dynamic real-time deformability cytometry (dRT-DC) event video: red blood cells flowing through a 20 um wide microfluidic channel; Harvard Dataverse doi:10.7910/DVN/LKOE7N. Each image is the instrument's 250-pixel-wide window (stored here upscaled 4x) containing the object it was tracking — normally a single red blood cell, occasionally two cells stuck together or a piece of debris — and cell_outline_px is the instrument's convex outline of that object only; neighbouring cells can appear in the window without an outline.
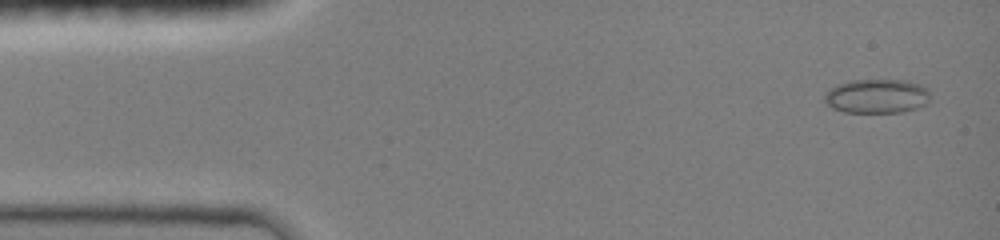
{"species": "common noctule bat (a hibernating species)", "species_latin": "Nyctalus noctula", "temperature_condition": "room temperature", "stored_images_in_passage": 9, "camera_frame_rate_fps": 3000, "um_per_image_px": 0.085, "animal": {"sex": "female", "body_mass_g": 19.0, "forearm_length_mm": 51.5}, "frame": {"image": 1, "passage_image": 1, "time_ms": 0.0, "image_size_px": [1000, 240], "cell_outline_px": [[928, 100], [924, 104], [916, 108], [904, 112], [844, 112], [832, 108], [824, 100], [824, 96], [836, 84], [852, 80], [904, 80], [920, 84], [928, 88]], "centroid_in_image_um": [74.53, 8.17], "position_along_channel_um": 10.5, "area_um2": 20.92}}
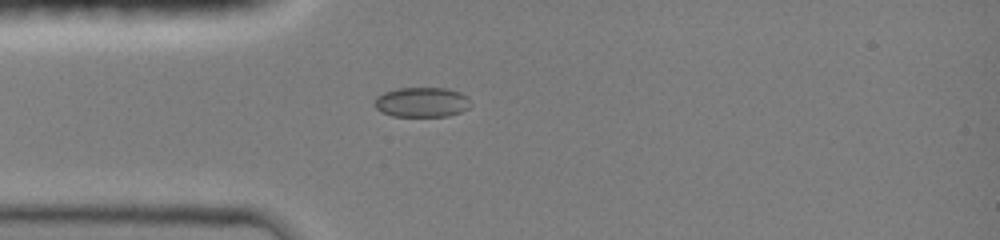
{"frame": {"image": 2, "passage_image": 8, "time_ms": 3.333, "image_size_px": [1000, 240], "cell_outline_px": [[472, 104], [468, 108], [460, 112], [448, 116], [392, 116], [380, 112], [372, 104], [376, 96], [384, 92], [396, 88], [444, 88], [460, 92], [468, 96]], "centroid_in_image_um": [35.83, 8.68], "position_along_channel_um": 49.2, "area_um2": 16.99}}